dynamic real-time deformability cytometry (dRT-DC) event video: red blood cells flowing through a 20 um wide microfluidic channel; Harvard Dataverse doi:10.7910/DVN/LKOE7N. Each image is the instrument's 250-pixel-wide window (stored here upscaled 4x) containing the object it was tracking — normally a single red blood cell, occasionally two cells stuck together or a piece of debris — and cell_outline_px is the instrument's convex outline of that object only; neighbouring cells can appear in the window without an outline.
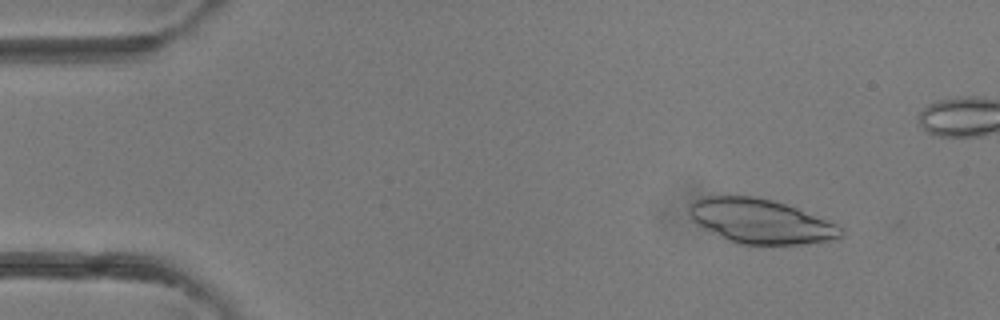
{"species": "common noctule bat (a hibernating species)", "species_latin": "Nyctalus noctula", "temperature_condition": "room temperature", "stored_images_in_passage": 4, "camera_frame_rate_fps": 3000, "um_per_image_px": 0.085, "animal": {"sex": "female"}, "frame": {"image": 1, "passage_image": 2, "time_ms": 1.333, "image_size_px": [1000, 320], "cell_outline_px": [[844, 232], [836, 240], [804, 244], [736, 244], [704, 228], [692, 220], [688, 212], [688, 204], [692, 200], [704, 196], [752, 196], [772, 200], [796, 208], [836, 224], [844, 228]], "centroid_in_image_um": [64.63, 18.81], "position_along_channel_um": 20.4, "area_um2": 39.25}}